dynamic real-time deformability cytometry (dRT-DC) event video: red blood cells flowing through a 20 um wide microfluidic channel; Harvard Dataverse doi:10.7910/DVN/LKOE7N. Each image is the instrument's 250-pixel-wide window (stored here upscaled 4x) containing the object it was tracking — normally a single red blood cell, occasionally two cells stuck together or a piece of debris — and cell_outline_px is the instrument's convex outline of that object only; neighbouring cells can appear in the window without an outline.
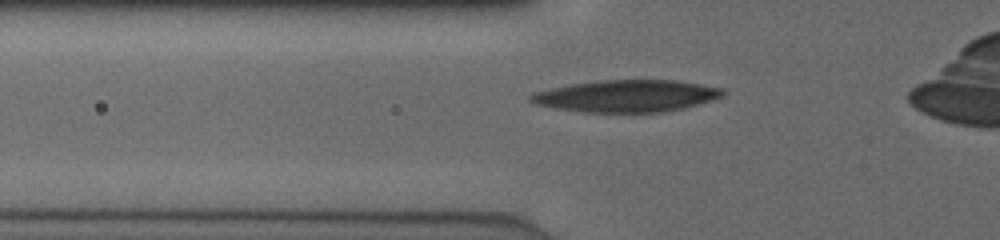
{"species": "human", "species_latin": "Homo sapiens", "temperature_condition": "cold", "stored_images_in_passage": 7, "camera_frame_rate_fps": 3000, "um_per_image_px": 0.085, "donor": {"sex": "male"}, "frame": {"image": 1, "passage_image": 2, "time_ms": 0.333, "image_size_px": [1000, 240], "cell_outline_px": [[724, 96], [684, 108], [664, 112], [580, 112], [536, 104], [528, 100], [528, 96], [532, 92], [572, 84], [600, 80], [676, 80], [724, 88]], "centroid_in_image_um": [53.26, 8.15], "position_along_channel_um": 72.5, "area_um2": 35.78}}
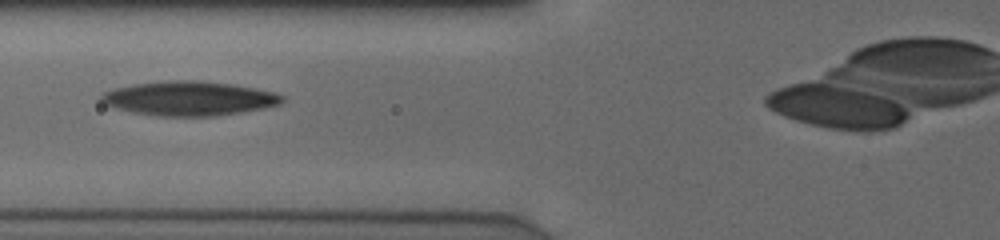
{"frame": {"image": 2, "passage_image": 4, "time_ms": 1.0, "image_size_px": [1000, 240], "cell_outline_px": [[284, 100], [280, 104], [264, 108], [216, 116], [156, 116], [132, 112], [104, 104], [100, 100], [100, 92], [112, 88], [132, 84], [168, 80], [200, 80], [232, 84], [256, 88], [276, 92], [284, 96]], "centroid_in_image_um": [16.05, 8.35], "position_along_channel_um": 109.7, "area_um2": 36.53}}
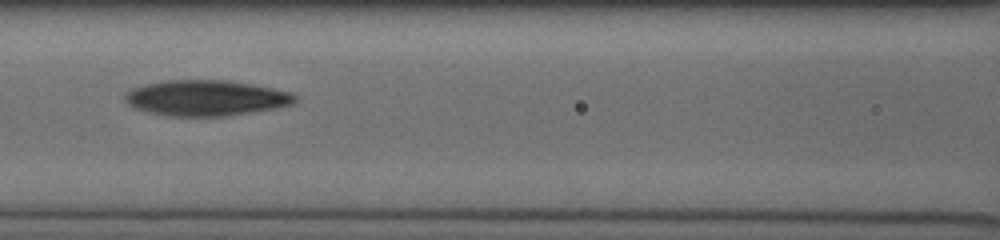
{"frame": {"image": 3, "passage_image": 6, "time_ms": 1.667, "image_size_px": [1000, 240], "cell_outline_px": [[296, 100], [292, 104], [276, 108], [228, 116], [168, 116], [136, 108], [128, 104], [124, 100], [124, 96], [132, 88], [144, 84], [164, 80], [228, 80], [272, 88], [292, 92], [296, 96]], "centroid_in_image_um": [17.52, 8.32], "position_along_channel_um": 149.1, "area_um2": 35.26}}